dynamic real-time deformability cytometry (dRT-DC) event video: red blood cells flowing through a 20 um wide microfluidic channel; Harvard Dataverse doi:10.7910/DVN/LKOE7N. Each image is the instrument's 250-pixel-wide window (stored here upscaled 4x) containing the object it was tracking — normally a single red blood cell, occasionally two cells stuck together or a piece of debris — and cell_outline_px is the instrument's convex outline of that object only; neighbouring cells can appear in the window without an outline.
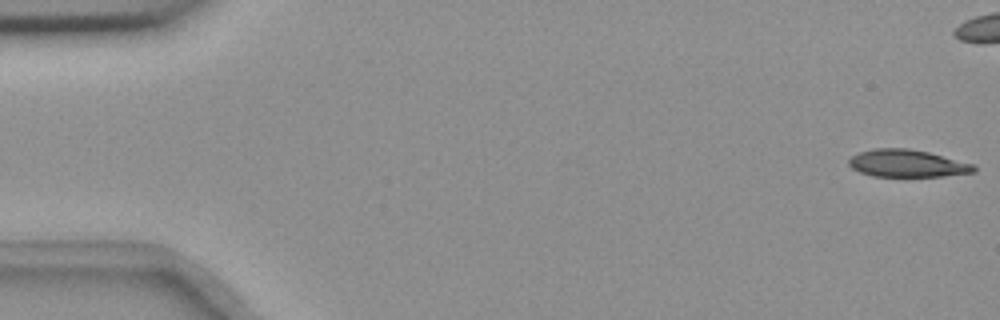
{"species": "common noctule bat (a hibernating species)", "species_latin": "Nyctalus noctula", "temperature_condition": "room temperature", "stored_images_in_passage": 9, "camera_frame_rate_fps": 3000, "um_per_image_px": 0.085, "animal": {"sex": "female", "body_mass_g": 18.4}, "frame": {"image": 1, "passage_image": 1, "time_ms": 0.0, "image_size_px": [1000, 320], "cell_outline_px": [[976, 172], [944, 176], [872, 176], [860, 172], [852, 168], [848, 164], [848, 160], [852, 156], [860, 152], [872, 148], [908, 148], [928, 152], [976, 164]], "centroid_in_image_um": [77.13, 13.88], "position_along_channel_um": 7.9, "area_um2": 20.06}}